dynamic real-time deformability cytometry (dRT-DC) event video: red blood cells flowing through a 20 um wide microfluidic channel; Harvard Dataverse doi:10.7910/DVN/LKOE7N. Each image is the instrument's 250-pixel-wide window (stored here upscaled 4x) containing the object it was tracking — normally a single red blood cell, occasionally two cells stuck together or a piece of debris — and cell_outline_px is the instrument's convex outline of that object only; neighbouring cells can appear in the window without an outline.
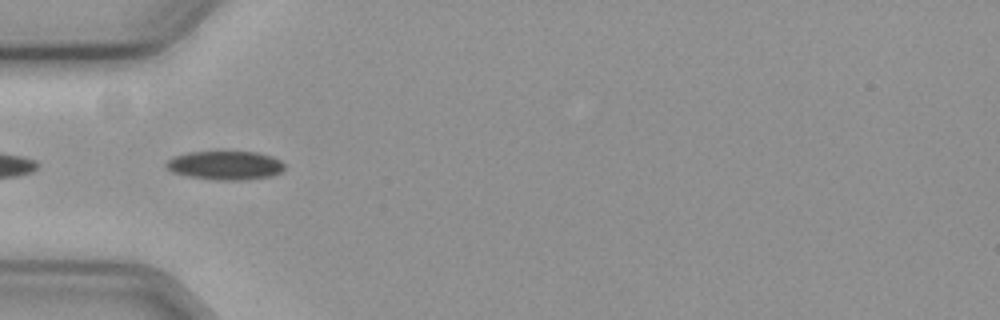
{"species": "common noctule bat (a hibernating species)", "species_latin": "Nyctalus noctula", "temperature_condition": "cold", "stored_images_in_passage": 10, "camera_frame_rate_fps": 3000, "um_per_image_px": 0.085, "animal": {"sex": "female", "body_mass_g": 19.3, "forearm_length_mm": 54.1}, "frame": {"image": 1, "passage_image": 2, "time_ms": 0.333, "image_size_px": [1000, 320], "cell_outline_px": [[284, 168], [280, 172], [272, 176], [244, 180], [220, 180], [188, 176], [172, 172], [164, 164], [172, 156], [188, 152], [256, 152], [272, 156], [280, 160], [284, 164]], "centroid_in_image_um": [19.14, 14.05], "position_along_channel_um": 65.9, "area_um2": 19.83}}